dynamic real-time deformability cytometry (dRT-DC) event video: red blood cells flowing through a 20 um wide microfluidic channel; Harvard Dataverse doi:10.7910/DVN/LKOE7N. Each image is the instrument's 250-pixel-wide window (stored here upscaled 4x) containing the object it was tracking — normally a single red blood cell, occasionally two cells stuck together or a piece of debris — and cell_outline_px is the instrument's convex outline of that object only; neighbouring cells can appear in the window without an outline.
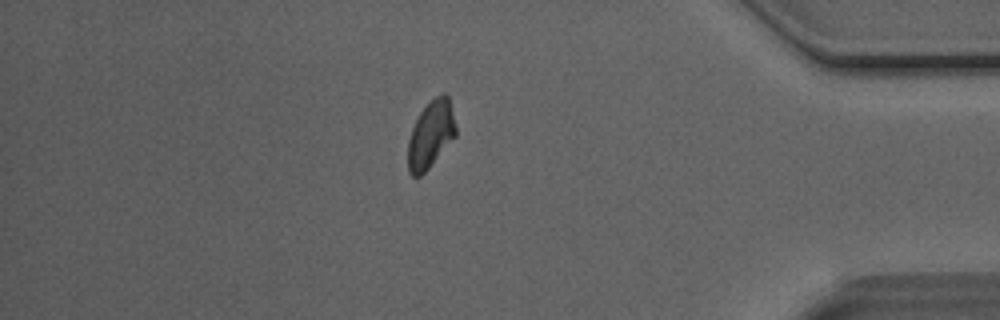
{"species": "Egyptian fruit bat (a non-hibernating species)", "species_latin": "Rousettus aegyptiacus", "temperature_condition": "room temperature", "stored_images_in_passage": 29, "camera_frame_rate_fps": 3000, "um_per_image_px": 0.085, "animal": {"sex": "male"}, "frame": {"image": 1, "passage_image": 25, "time_ms": 8.0, "image_size_px": [1000, 320], "cell_outline_px": [[456, 136], [428, 168], [420, 176], [412, 176], [408, 172], [408, 140], [412, 128], [420, 112], [436, 96], [444, 92], [448, 96], [456, 128]], "centroid_in_image_um": [36.6, 11.44], "position_along_channel_um": 398.6, "area_um2": 18.44}}